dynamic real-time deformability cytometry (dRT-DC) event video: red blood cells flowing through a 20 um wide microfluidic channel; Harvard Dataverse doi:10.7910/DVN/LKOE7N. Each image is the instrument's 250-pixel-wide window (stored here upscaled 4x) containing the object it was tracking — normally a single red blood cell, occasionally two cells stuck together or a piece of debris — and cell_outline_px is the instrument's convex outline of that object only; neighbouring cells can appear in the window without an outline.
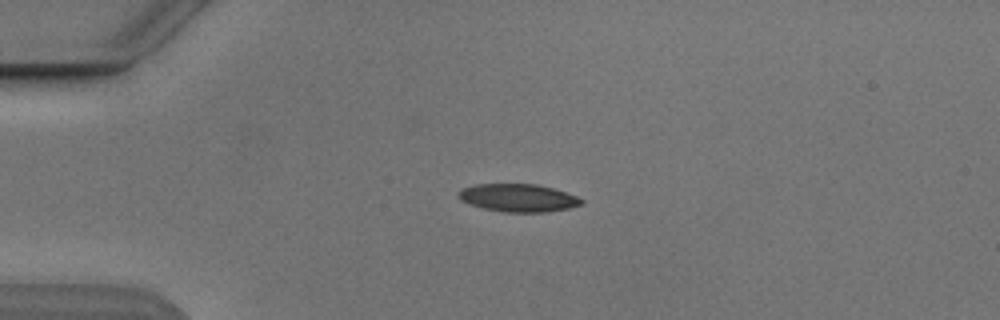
{"species": "Egyptian fruit bat (a non-hibernating species)", "species_latin": "Rousettus aegyptiacus", "temperature_condition": "cold", "stored_images_in_passage": 5, "camera_frame_rate_fps": 3000, "um_per_image_px": 0.085, "animal": {"sex": "male"}, "frame": {"image": 1, "passage_image": 4, "time_ms": 3.667, "image_size_px": [1000, 320], "cell_outline_px": [[584, 204], [568, 208], [544, 212], [504, 212], [484, 208], [468, 204], [460, 200], [456, 196], [456, 192], [460, 188], [476, 184], [536, 184], [552, 188], [576, 196], [584, 200]], "centroid_in_image_um": [43.98, 16.81], "position_along_channel_um": 41.0, "area_um2": 20.06}}